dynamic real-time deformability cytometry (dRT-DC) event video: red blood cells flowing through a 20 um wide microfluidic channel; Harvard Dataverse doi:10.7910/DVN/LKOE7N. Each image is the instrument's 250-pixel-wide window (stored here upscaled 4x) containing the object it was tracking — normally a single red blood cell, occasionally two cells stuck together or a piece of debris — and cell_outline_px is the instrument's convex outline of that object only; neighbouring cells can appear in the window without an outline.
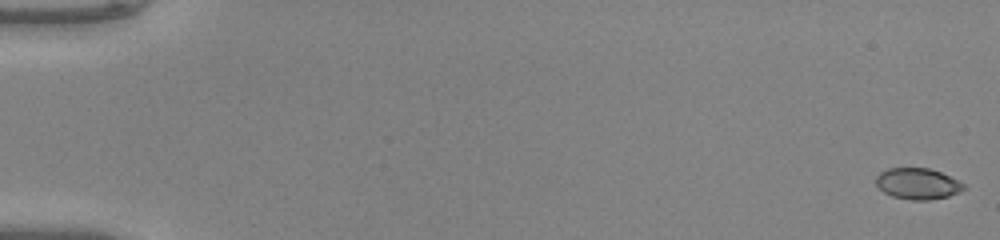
{"species": "common noctule bat (a hibernating species)", "species_latin": "Nyctalus noctula", "temperature_condition": "warm", "stored_images_in_passage": 51, "camera_frame_rate_fps": 3000, "um_per_image_px": 0.085, "animal": {"sex": "male", "body_mass_g": 20.0, "forearm_length_mm": 53.3}, "frame": {"image": 1, "passage_image": 1, "time_ms": 0.0, "image_size_px": [1000, 240], "cell_outline_px": [[964, 188], [960, 192], [948, 196], [928, 200], [912, 200], [892, 196], [884, 192], [876, 184], [876, 176], [880, 172], [888, 168], [928, 168], [940, 172], [964, 184]], "centroid_in_image_um": [77.97, 15.61], "position_along_channel_um": 7.0, "area_um2": 15.72}}
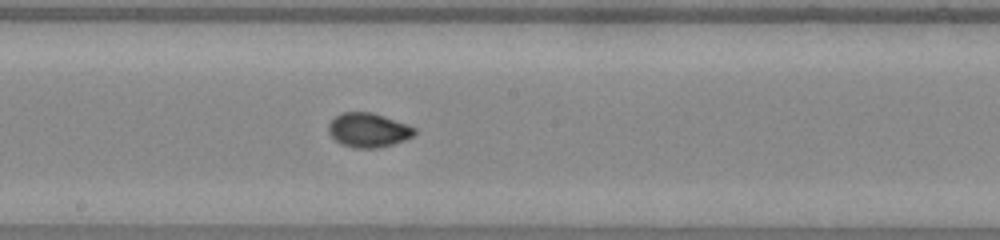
{"frame": {"image": 2, "passage_image": 29, "time_ms": 9.333, "image_size_px": [1000, 240], "cell_outline_px": [[416, 132], [412, 136], [404, 140], [380, 148], [352, 148], [340, 144], [328, 132], [328, 124], [336, 116], [344, 112], [368, 112], [384, 116], [416, 128]], "centroid_in_image_um": [31.29, 11.07], "position_along_channel_um": 216.9, "area_um2": 17.05}}
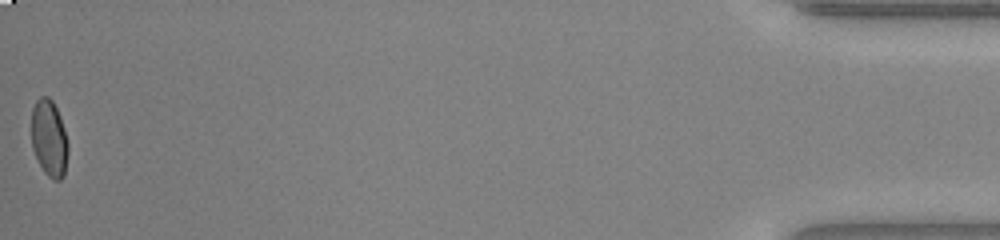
{"frame": {"image": 3, "passage_image": 51, "time_ms": 16.667, "image_size_px": [1000, 240], "cell_outline_px": [[68, 152], [64, 176], [60, 180], [52, 180], [44, 172], [32, 148], [32, 108], [36, 100], [40, 96], [48, 96], [52, 100], [60, 116], [64, 128], [68, 144]], "centroid_in_image_um": [4.18, 11.75], "position_along_channel_um": 431.0, "area_um2": 16.42}, "authors_computed_cell_mechanics": {"area_um2": 16.5308, "velocity_mm_per_s": 4.171, "shape_relaxation_time_tau1_ms": 4.956, "shape_relaxation_time_tau2_ms": null, "deformation_change_tau1": 0.1534, "deformation_change_tau2": null}}